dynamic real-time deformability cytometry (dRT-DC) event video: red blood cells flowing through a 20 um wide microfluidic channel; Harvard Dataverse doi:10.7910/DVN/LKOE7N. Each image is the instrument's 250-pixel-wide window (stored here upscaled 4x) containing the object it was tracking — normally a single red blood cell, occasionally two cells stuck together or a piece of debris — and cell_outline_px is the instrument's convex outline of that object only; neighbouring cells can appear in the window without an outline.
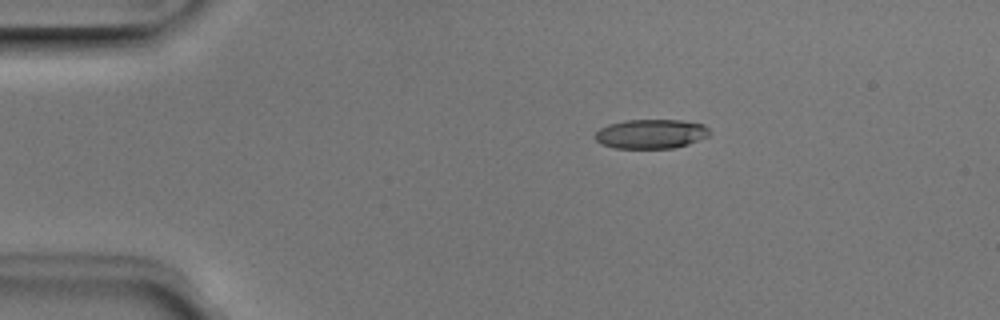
{"species": "Egyptian fruit bat (a non-hibernating species)", "species_latin": "Rousettus aegyptiacus", "temperature_condition": "room temperature", "stored_images_in_passage": 4, "camera_frame_rate_fps": 3000, "um_per_image_px": 0.085, "animal": {"sex": "male"}, "frame": {"image": 1, "passage_image": 2, "time_ms": 0.333, "image_size_px": [1000, 320], "cell_outline_px": [[708, 136], [688, 144], [672, 148], [616, 148], [600, 144], [592, 136], [600, 128], [608, 124], [624, 120], [680, 120], [704, 124], [708, 128]], "centroid_in_image_um": [55.28, 11.38], "position_along_channel_um": 29.7, "area_um2": 19.59}}
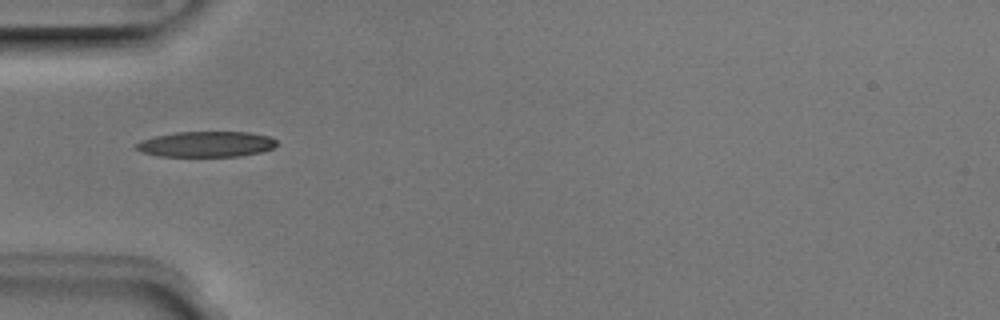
{"frame": {"image": 2, "passage_image": 4, "time_ms": 1.0, "image_size_px": [1000, 320], "cell_outline_px": [[276, 144], [272, 148], [260, 152], [240, 156], [156, 156], [144, 152], [136, 148], [136, 144], [144, 140], [156, 136], [176, 132], [248, 132], [268, 136], [276, 140]], "centroid_in_image_um": [17.55, 12.25], "position_along_channel_um": 67.5, "area_um2": 20.63}}